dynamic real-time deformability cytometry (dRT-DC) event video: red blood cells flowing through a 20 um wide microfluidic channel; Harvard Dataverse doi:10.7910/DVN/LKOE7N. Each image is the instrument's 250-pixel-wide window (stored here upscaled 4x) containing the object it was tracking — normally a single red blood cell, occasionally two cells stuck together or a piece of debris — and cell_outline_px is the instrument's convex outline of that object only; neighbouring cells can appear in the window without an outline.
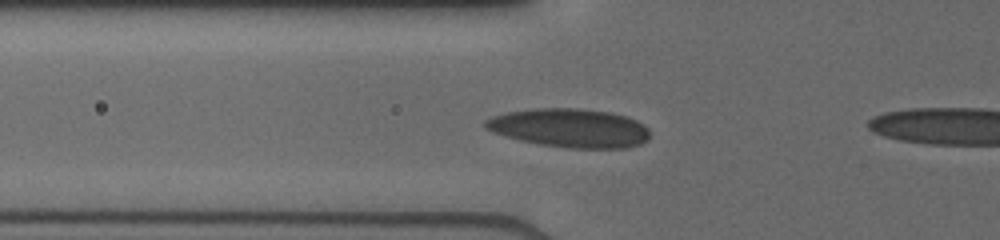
{"species": "human", "species_latin": "Homo sapiens", "temperature_condition": "cold", "stored_images_in_passage": 28, "camera_frame_rate_fps": 3000, "um_per_image_px": 0.085, "donor": {"sex": "male"}, "frame": {"image": 1, "passage_image": 25, "time_ms": 5.0, "image_size_px": [1000, 240], "cell_outline_px": [[648, 140], [640, 144], [628, 148], [568, 148], [540, 144], [520, 140], [504, 136], [492, 132], [484, 128], [484, 120], [492, 116], [508, 112], [536, 108], [580, 108], [612, 112], [628, 116], [644, 124], [648, 128]], "centroid_in_image_um": [48.44, 10.87], "position_along_channel_um": 77.4, "area_um2": 37.45}}